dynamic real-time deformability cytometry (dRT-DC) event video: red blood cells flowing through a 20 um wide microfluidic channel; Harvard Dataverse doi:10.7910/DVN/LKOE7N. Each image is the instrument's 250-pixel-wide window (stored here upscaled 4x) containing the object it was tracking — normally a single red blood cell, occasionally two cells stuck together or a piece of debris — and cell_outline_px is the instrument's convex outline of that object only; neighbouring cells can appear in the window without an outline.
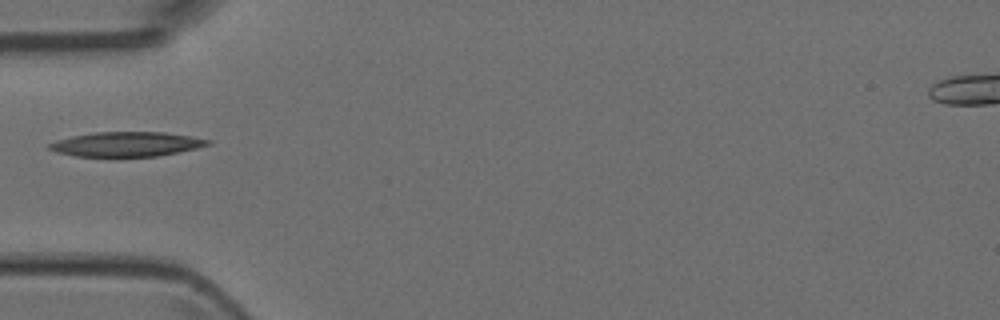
{"species": "Egyptian fruit bat (a non-hibernating species)", "species_latin": "Rousettus aegyptiacus", "temperature_condition": "room temperature", "stored_images_in_passage": 4, "camera_frame_rate_fps": 3000, "um_per_image_px": 0.085, "animal": {"sex": "female"}, "frame": {"image": 1, "passage_image": 2, "time_ms": 1.333, "image_size_px": [1000, 320], "cell_outline_px": [[212, 144], [196, 148], [156, 156], [76, 156], [56, 152], [48, 148], [48, 144], [56, 140], [72, 136], [92, 132], [164, 132], [192, 136], [212, 140]], "centroid_in_image_um": [10.76, 12.24], "position_along_channel_um": 74.2, "area_um2": 22.66}}
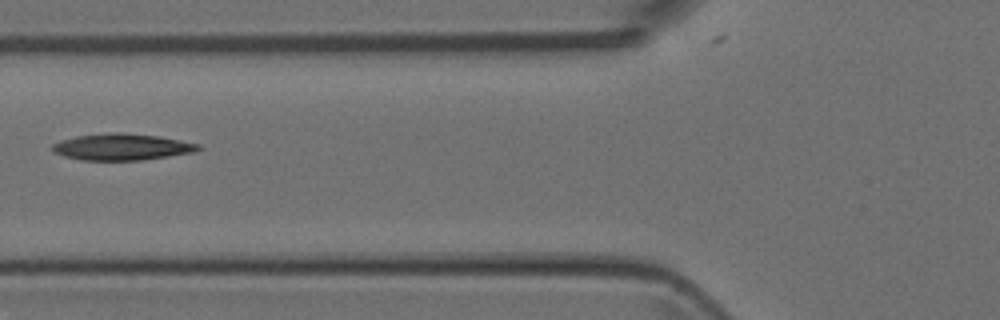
{"frame": {"image": 2, "passage_image": 3, "time_ms": 2.333, "image_size_px": [1000, 320], "cell_outline_px": [[200, 148], [192, 152], [144, 160], [80, 160], [64, 156], [52, 152], [52, 144], [60, 140], [76, 136], [112, 132], [120, 132], [160, 136], [200, 144]], "centroid_in_image_um": [10.32, 12.48], "position_along_channel_um": 115.5, "area_um2": 22.54}}
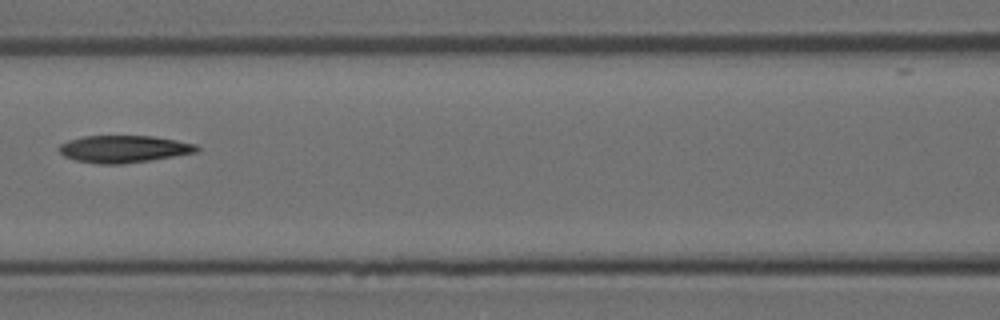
{"frame": {"image": 3, "passage_image": 4, "time_ms": 3.333, "image_size_px": [1000, 320], "cell_outline_px": [[200, 148], [196, 152], [148, 160], [120, 164], [96, 164], [72, 160], [64, 156], [56, 148], [60, 144], [68, 140], [84, 136], [152, 136], [176, 140], [196, 144]], "centroid_in_image_um": [10.45, 12.66], "position_along_channel_um": 156.2, "area_um2": 21.79}}